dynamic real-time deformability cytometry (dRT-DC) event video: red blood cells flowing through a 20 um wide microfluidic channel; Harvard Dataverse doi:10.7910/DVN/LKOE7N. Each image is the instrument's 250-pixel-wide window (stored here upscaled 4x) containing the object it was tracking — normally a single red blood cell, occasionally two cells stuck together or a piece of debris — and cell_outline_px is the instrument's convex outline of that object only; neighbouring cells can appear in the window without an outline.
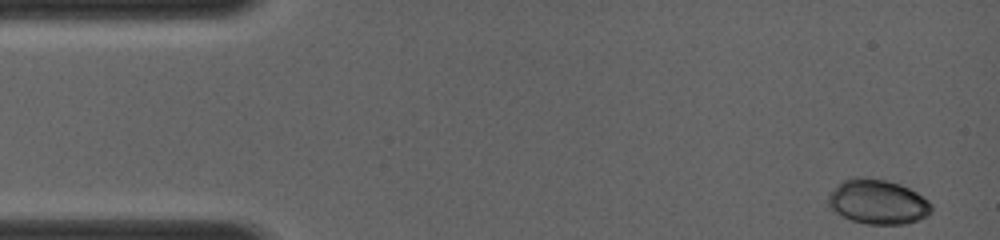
{"species": "common noctule bat (a hibernating species)", "species_latin": "Nyctalus noctula", "temperature_condition": "room temperature", "stored_images_in_passage": 16, "camera_frame_rate_fps": 4000, "um_per_image_px": 0.085, "animal": {"sex": "female", "body_mass_g": 19.0, "forearm_length_mm": 56.7}, "frame": {"image": 1, "passage_image": 1, "time_ms": 0.0, "image_size_px": [1000, 240], "cell_outline_px": [[932, 212], [916, 220], [904, 224], [868, 224], [852, 220], [828, 208], [828, 196], [836, 184], [844, 180], [856, 176], [860, 176], [884, 180], [900, 184], [916, 192], [928, 200], [932, 204]], "centroid_in_image_um": [74.58, 17.14], "position_along_channel_um": 10.4, "area_um2": 26.76}}
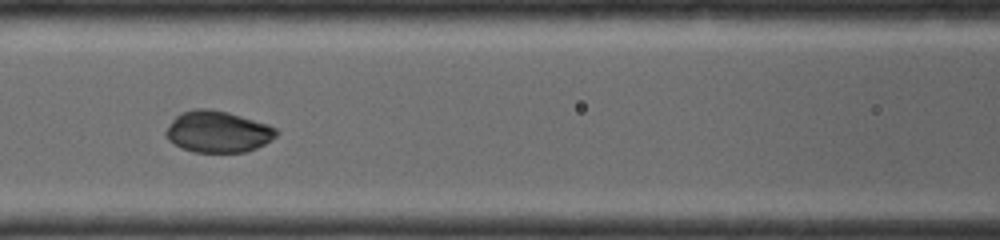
{"frame": {"image": 2, "passage_image": 10, "time_ms": 5.25, "image_size_px": [1000, 240], "cell_outline_px": [[280, 132], [276, 136], [264, 144], [256, 148], [244, 152], [196, 152], [180, 148], [168, 140], [164, 136], [164, 132], [172, 120], [180, 112], [192, 108], [208, 108], [228, 112], [268, 124], [276, 128]], "centroid_in_image_um": [18.48, 11.18], "position_along_channel_um": 148.1, "area_um2": 26.93}}
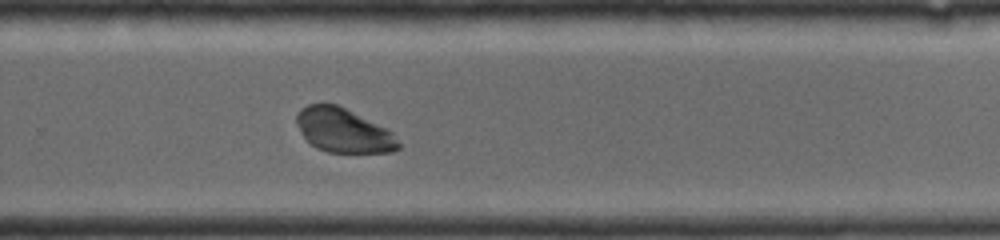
{"frame": {"image": 3, "passage_image": 16, "time_ms": 8.5, "image_size_px": [1000, 240], "cell_outline_px": [[400, 148], [392, 152], [328, 152], [316, 148], [304, 136], [296, 124], [296, 116], [300, 108], [308, 104], [324, 100], [336, 104], [388, 128], [392, 132], [400, 144]], "centroid_in_image_um": [29.17, 11.05], "position_along_channel_um": 300.6, "area_um2": 26.47}}